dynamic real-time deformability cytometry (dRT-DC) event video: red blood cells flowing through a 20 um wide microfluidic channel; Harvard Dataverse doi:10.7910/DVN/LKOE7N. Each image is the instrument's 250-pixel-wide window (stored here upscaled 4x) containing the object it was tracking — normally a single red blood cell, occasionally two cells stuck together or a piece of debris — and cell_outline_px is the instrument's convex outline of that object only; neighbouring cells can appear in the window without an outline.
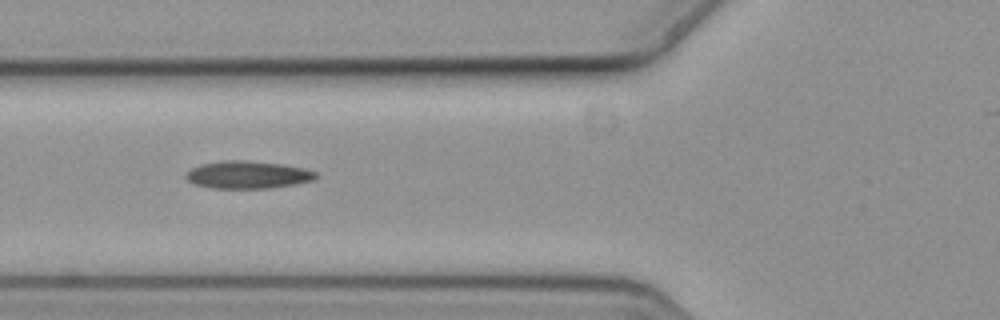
{"species": "common noctule bat (a hibernating species)", "species_latin": "Nyctalus noctula", "temperature_condition": "cold", "stored_images_in_passage": 6, "camera_frame_rate_fps": 3000, "um_per_image_px": 0.085, "animal": {"sex": "female", "body_mass_g": 19.3, "forearm_length_mm": 54.1}, "frame": {"image": 1, "passage_image": 6, "time_ms": 1.667, "image_size_px": [1000, 320], "cell_outline_px": [[316, 180], [296, 184], [272, 188], [212, 188], [196, 184], [188, 180], [184, 176], [192, 168], [200, 164], [224, 160], [244, 160], [284, 164], [304, 168], [316, 172]], "centroid_in_image_um": [21.09, 14.85], "position_along_channel_um": 104.7, "area_um2": 20.92}}